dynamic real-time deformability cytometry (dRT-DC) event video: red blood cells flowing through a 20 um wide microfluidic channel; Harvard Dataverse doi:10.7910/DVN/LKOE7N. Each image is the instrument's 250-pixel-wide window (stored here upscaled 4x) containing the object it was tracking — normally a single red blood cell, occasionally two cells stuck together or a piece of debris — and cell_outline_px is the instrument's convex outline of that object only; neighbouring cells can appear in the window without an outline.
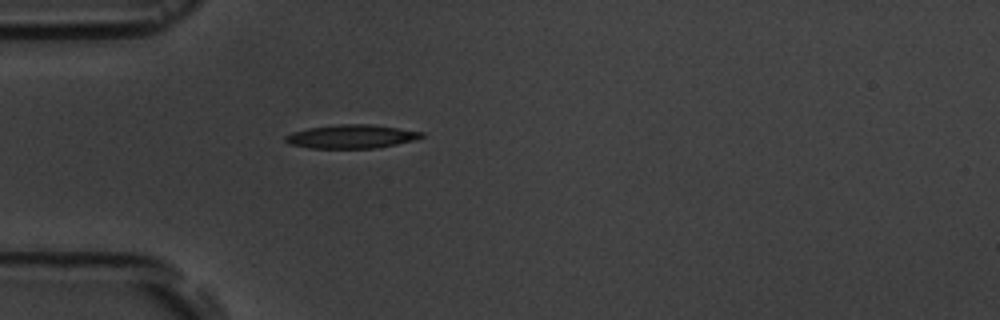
{"species": "common noctule bat (a hibernating species)", "species_latin": "Nyctalus noctula", "temperature_condition": "room temperature", "stored_images_in_passage": 1, "camera_frame_rate_fps": 3000, "um_per_image_px": 0.085, "animal": {"sex": "male", "body_mass_g": 19.5, "forearm_length_mm": 54.6}, "frame": {"image": 1, "passage_image": 1, "time_ms": 0.0, "image_size_px": [1000, 320], "cell_outline_px": [[424, 136], [416, 140], [376, 148], [308, 148], [288, 144], [284, 140], [284, 136], [292, 132], [308, 128], [340, 124], [368, 124], [424, 132]], "centroid_in_image_um": [29.84, 11.61], "position_along_channel_um": 55.2, "area_um2": 18.73}}